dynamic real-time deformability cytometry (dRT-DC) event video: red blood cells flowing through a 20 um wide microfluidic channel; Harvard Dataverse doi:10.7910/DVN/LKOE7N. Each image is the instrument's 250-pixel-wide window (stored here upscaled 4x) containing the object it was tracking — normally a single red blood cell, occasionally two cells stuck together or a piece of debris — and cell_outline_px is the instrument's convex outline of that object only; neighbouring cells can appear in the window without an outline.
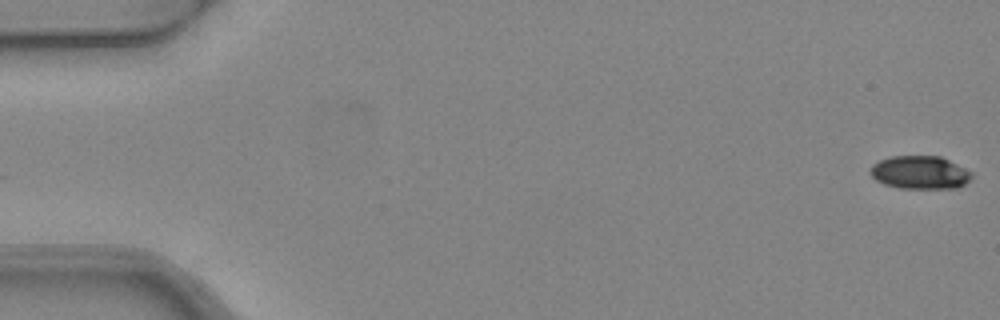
{"species": "common noctule bat (a hibernating species)", "species_latin": "Nyctalus noctula", "temperature_condition": "warm", "stored_images_in_passage": 7, "camera_frame_rate_fps": 3000, "um_per_image_px": 0.085, "animal": {"sex": "female", "body_mass_g": 24.6, "forearm_length_mm": 56.2}, "frame": {"image": 1, "passage_image": 1, "time_ms": 0.0, "image_size_px": [1000, 320], "cell_outline_px": [[972, 176], [964, 184], [956, 188], [900, 188], [884, 184], [876, 180], [868, 172], [872, 164], [888, 156], [940, 156], [972, 172]], "centroid_in_image_um": [78.15, 14.65], "position_along_channel_um": 6.9, "area_um2": 19.54}}
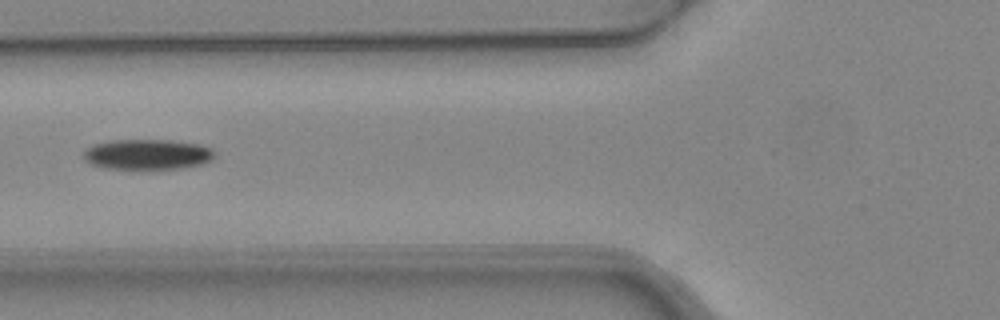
{"frame": {"image": 2, "passage_image": 6, "time_ms": 1.667, "image_size_px": [1000, 320], "cell_outline_px": [[216, 156], [212, 160], [204, 164], [184, 168], [156, 172], [132, 172], [104, 168], [92, 164], [84, 160], [84, 152], [92, 144], [112, 140], [172, 140], [200, 144], [212, 148], [216, 152]], "centroid_in_image_um": [12.57, 13.19], "position_along_channel_um": 113.2, "area_um2": 24.8}}
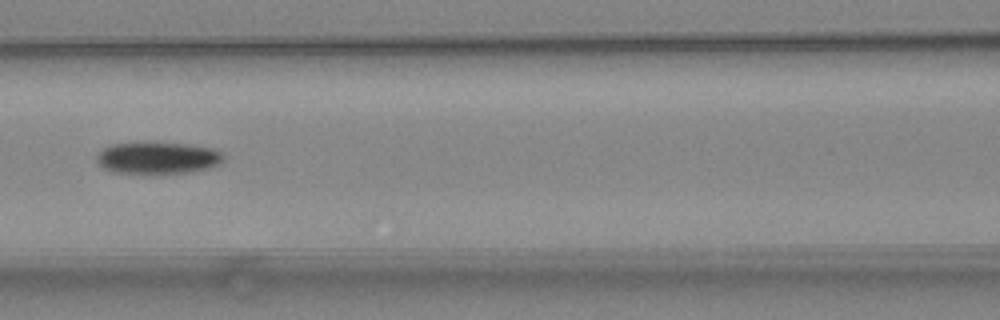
{"frame": {"image": 3, "passage_image": 7, "time_ms": 2.0, "image_size_px": [1000, 320], "cell_outline_px": [[224, 160], [220, 164], [208, 168], [188, 172], [112, 172], [96, 164], [96, 156], [104, 148], [112, 144], [188, 144], [212, 148], [220, 152], [224, 156]], "centroid_in_image_um": [13.41, 13.43], "position_along_channel_um": 153.2, "area_um2": 22.77}}